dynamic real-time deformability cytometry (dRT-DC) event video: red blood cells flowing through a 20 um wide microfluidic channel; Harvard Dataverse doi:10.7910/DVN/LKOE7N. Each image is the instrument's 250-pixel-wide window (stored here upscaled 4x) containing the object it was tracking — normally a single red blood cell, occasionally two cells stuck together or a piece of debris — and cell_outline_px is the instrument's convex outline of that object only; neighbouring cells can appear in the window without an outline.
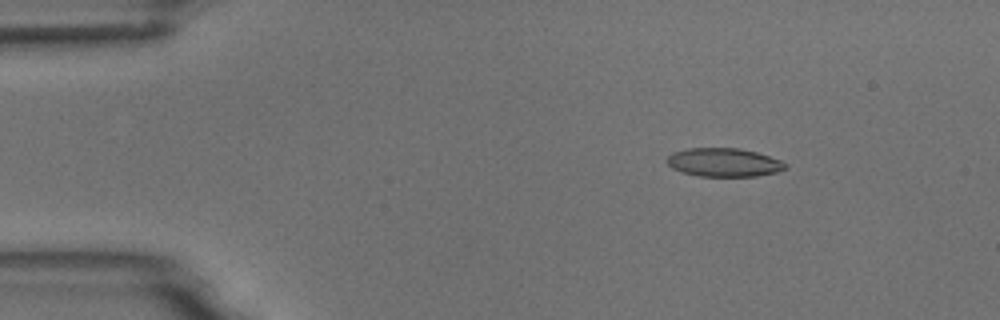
{"species": "common noctule bat (a hibernating species)", "species_latin": "Nyctalus noctula", "temperature_condition": "room temperature", "stored_images_in_passage": 54, "camera_frame_rate_fps": 3000, "um_per_image_px": 0.085, "animal": {"sex": "male", "body_mass_g": 18.8}, "frame": {"image": 1, "passage_image": 8, "time_ms": 2.333, "image_size_px": [1000, 320], "cell_outline_px": [[788, 168], [776, 172], [756, 176], [700, 176], [680, 172], [672, 168], [668, 164], [668, 156], [672, 152], [688, 148], [740, 148], [756, 152], [780, 160], [788, 164]], "centroid_in_image_um": [61.53, 13.8], "position_along_channel_um": 23.5, "area_um2": 19.71}}
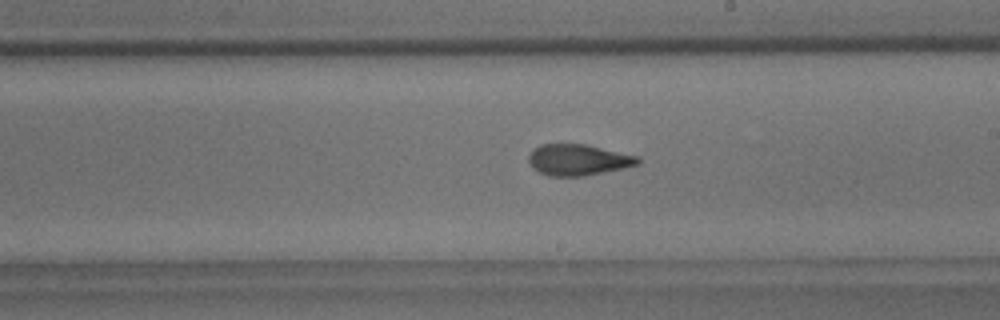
{"frame": {"image": 2, "passage_image": 31, "time_ms": 10.0, "image_size_px": [1000, 320], "cell_outline_px": [[640, 164], [624, 168], [584, 176], [548, 176], [532, 168], [528, 160], [528, 156], [532, 148], [540, 144], [584, 144], [640, 156]], "centroid_in_image_um": [49.13, 13.58], "position_along_channel_um": 239.9, "area_um2": 20.0}}
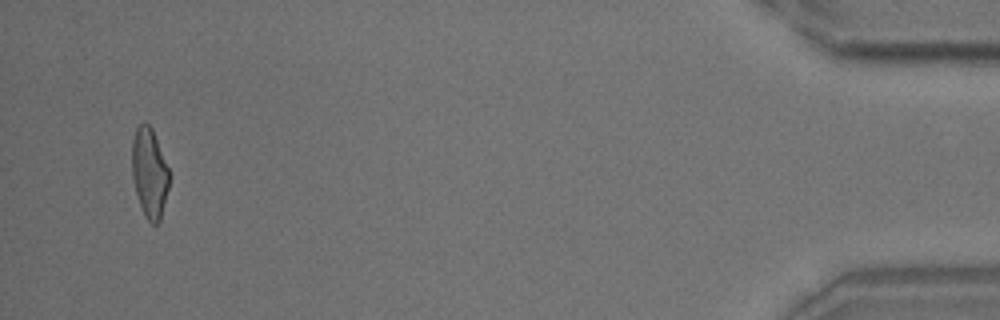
{"frame": {"image": 3, "passage_image": 52, "time_ms": 17.0, "image_size_px": [1000, 320], "cell_outline_px": [[168, 188], [160, 220], [156, 224], [152, 224], [144, 216], [136, 192], [132, 176], [132, 140], [136, 128], [140, 124], [148, 124], [152, 128], [168, 168]], "centroid_in_image_um": [12.69, 14.7], "position_along_channel_um": 422.5, "area_um2": 19.07}, "authors_computed_cell_mechanics": {"area_um2": 19.9699, "velocity_mm_per_s": 3.7643, "shape_relaxation_time_tau1_ms": 5.1019, "shape_relaxation_time_tau2_ms": 2.1369, "deformation_change_tau1": 0.1871, "deformation_change_tau2": 0.1015}}